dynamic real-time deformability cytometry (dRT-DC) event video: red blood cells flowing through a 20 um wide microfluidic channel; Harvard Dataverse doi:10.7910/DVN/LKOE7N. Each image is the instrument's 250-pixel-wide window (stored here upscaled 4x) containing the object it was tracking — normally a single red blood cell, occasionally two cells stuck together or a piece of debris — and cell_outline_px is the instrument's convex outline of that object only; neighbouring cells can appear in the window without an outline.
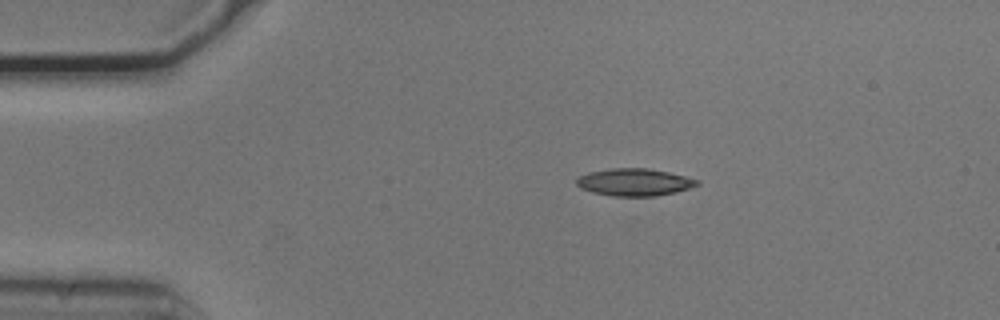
{"species": "common noctule bat (a hibernating species)", "species_latin": "Nyctalus noctula", "temperature_condition": "cold", "stored_images_in_passage": 45, "camera_frame_rate_fps": 3000, "um_per_image_px": 0.085, "animal": {"sex": "male", "body_mass_g": 20.5, "forearm_length_mm": 52.5}, "frame": {"image": 1, "passage_image": 1, "time_ms": 0.0, "image_size_px": [1000, 320], "cell_outline_px": [[700, 184], [676, 192], [656, 196], [612, 196], [592, 192], [580, 188], [576, 184], [576, 180], [580, 176], [588, 172], [612, 168], [648, 168], [668, 172], [700, 180]], "centroid_in_image_um": [53.92, 15.48], "position_along_channel_um": 31.1, "area_um2": 19.19}}
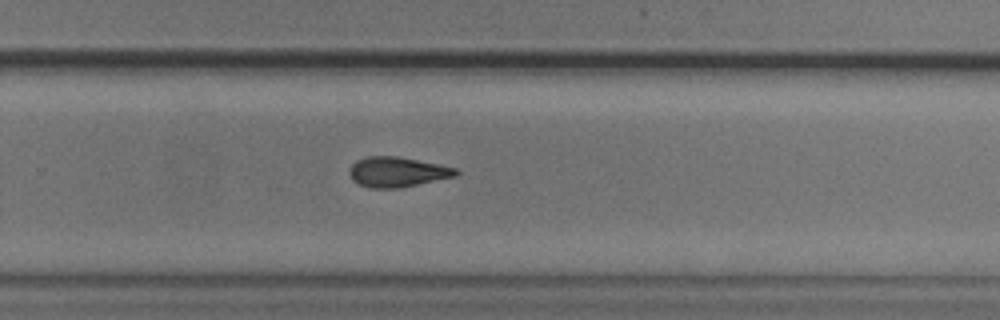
{"frame": {"image": 2, "passage_image": 26, "time_ms": 8.333, "image_size_px": [1000, 320], "cell_outline_px": [[460, 172], [456, 176], [400, 188], [368, 188], [352, 180], [352, 164], [356, 160], [368, 156], [396, 156], [456, 168]], "centroid_in_image_um": [33.78, 14.62], "position_along_channel_um": 296.0, "area_um2": 18.32}}
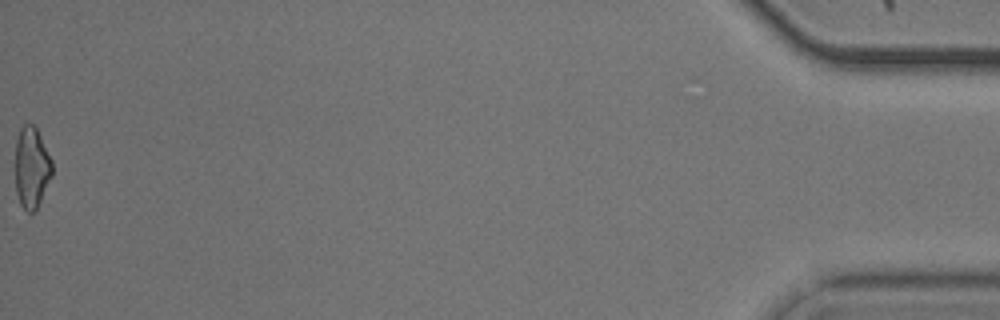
{"frame": {"image": 3, "passage_image": 45, "time_ms": 14.667, "image_size_px": [1000, 320], "cell_outline_px": [[52, 176], [36, 208], [32, 212], [28, 212], [20, 204], [16, 192], [16, 140], [20, 128], [24, 124], [32, 124], [36, 128], [52, 160]], "centroid_in_image_um": [2.68, 14.23], "position_along_channel_um": 432.5, "area_um2": 17.17}, "authors_computed_cell_mechanics": {"area_um2": 18.5538, "velocity_mm_per_s": 3.744, "shape_relaxation_time_tau1_ms": null, "shape_relaxation_time_tau2_ms": 5.1384, "deformation_change_tau1": null, "deformation_change_tau2": 0.1501}}